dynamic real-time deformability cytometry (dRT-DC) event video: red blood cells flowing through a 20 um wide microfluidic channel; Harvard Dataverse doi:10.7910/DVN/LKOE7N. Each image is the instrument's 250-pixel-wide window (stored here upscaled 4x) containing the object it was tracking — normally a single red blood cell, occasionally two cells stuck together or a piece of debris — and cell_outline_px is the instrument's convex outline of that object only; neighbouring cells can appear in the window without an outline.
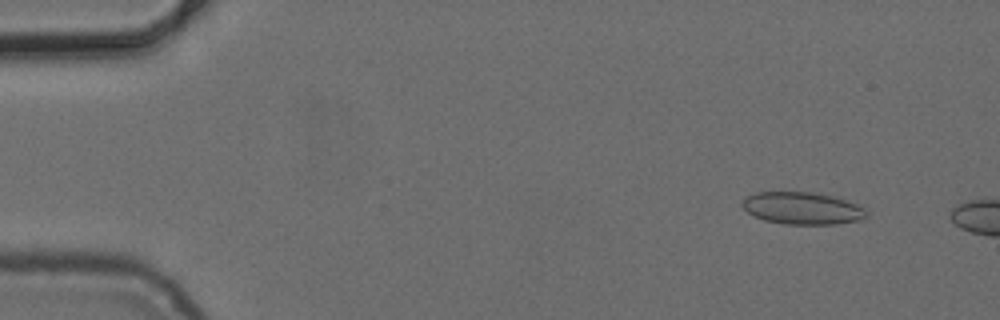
{"species": "common noctule bat (a hibernating species)", "species_latin": "Nyctalus noctula", "temperature_condition": "cold", "stored_images_in_passage": 3, "camera_frame_rate_fps": 3000, "um_per_image_px": 0.085, "animal": {"sex": "female", "body_mass_g": 24.6, "forearm_length_mm": 56.2}, "frame": {"image": 1, "passage_image": 1, "time_ms": 0.0, "image_size_px": [1000, 320], "cell_outline_px": [[868, 216], [860, 220], [836, 224], [784, 224], [764, 220], [752, 216], [740, 204], [744, 196], [756, 192], [812, 192], [840, 196], [864, 208]], "centroid_in_image_um": [68.19, 17.69], "position_along_channel_um": 16.8, "area_um2": 23.76}}